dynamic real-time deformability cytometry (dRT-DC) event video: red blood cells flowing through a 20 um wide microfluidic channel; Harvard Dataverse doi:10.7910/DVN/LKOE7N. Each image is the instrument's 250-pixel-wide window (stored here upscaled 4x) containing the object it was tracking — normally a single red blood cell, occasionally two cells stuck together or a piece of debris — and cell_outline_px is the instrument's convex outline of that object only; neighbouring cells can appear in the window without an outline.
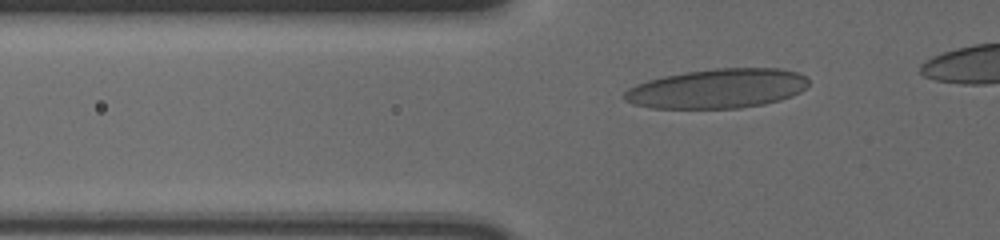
{"species": "human", "species_latin": "Homo sapiens", "temperature_condition": "cold", "stored_images_in_passage": 42, "camera_frame_rate_fps": 3000, "um_per_image_px": 0.085, "donor": {"sex": "male"}, "frame": {"image": 1, "passage_image": 10, "time_ms": 3.0, "image_size_px": [1000, 240], "cell_outline_px": [[808, 84], [800, 92], [792, 96], [780, 100], [764, 104], [740, 108], [652, 108], [632, 104], [624, 100], [624, 92], [628, 88], [636, 84], [648, 80], [664, 76], [684, 72], [716, 68], [780, 68], [796, 72], [804, 76], [808, 80]], "centroid_in_image_um": [60.96, 7.53], "position_along_channel_um": 64.8, "area_um2": 42.43}}
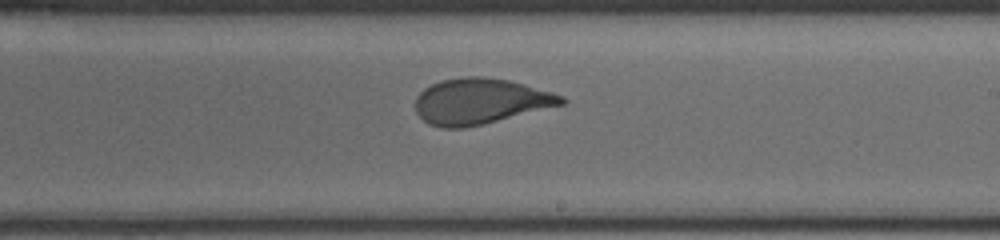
{"frame": {"image": 2, "passage_image": 26, "time_ms": 8.333, "image_size_px": [1000, 240], "cell_outline_px": [[568, 100], [564, 104], [464, 128], [440, 128], [428, 124], [416, 112], [416, 96], [424, 88], [440, 80], [464, 76], [484, 76], [508, 80], [524, 84], [552, 92], [564, 96]], "centroid_in_image_um": [40.8, 8.59], "position_along_channel_um": 248.2, "area_um2": 38.78}}
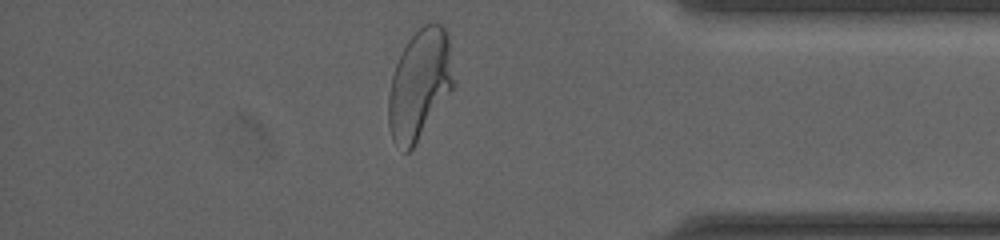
{"frame": {"image": 3, "passage_image": 40, "time_ms": 13.0, "image_size_px": [1000, 240], "cell_outline_px": [[456, 88], [412, 148], [408, 152], [404, 152], [392, 140], [388, 124], [388, 96], [392, 76], [396, 64], [408, 40], [424, 24], [440, 24], [448, 32]], "centroid_in_image_um": [35.7, 7.2], "position_along_channel_um": 399.5, "area_um2": 42.14}}